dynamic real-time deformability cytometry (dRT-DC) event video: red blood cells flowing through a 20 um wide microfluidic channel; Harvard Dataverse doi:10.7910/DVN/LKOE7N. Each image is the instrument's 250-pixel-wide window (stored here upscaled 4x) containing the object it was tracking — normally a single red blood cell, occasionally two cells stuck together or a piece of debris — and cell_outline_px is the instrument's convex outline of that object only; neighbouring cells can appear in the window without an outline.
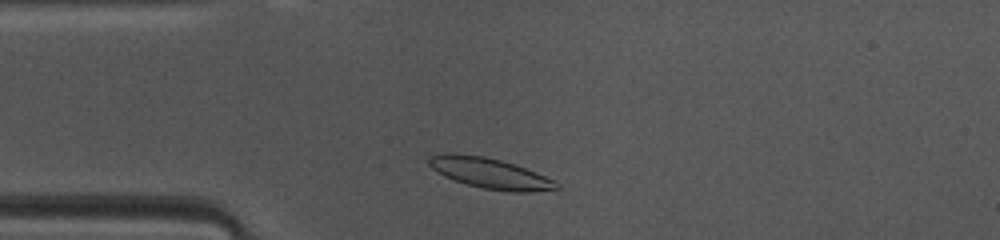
{"species": "common noctule bat (a hibernating species)", "species_latin": "Nyctalus noctula", "temperature_condition": "warm", "stored_images_in_passage": 40, "camera_frame_rate_fps": 3000, "um_per_image_px": 0.085, "animal": {"sex": "female", "body_mass_g": 10.0, "forearm_length_mm": 53.1}, "frame": {"image": 1, "passage_image": 4, "time_ms": 1.0, "image_size_px": [1000, 240], "cell_outline_px": [[560, 188], [528, 192], [508, 192], [484, 188], [468, 184], [444, 176], [436, 172], [428, 164], [428, 156], [444, 152], [484, 156], [516, 164], [536, 172], [560, 184]], "centroid_in_image_um": [41.62, 14.71], "position_along_channel_um": 43.4, "area_um2": 22.66}}
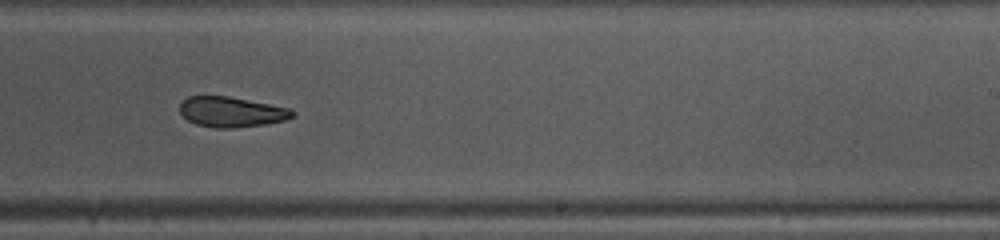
{"frame": {"image": 2, "passage_image": 21, "time_ms": 6.667, "image_size_px": [1000, 240], "cell_outline_px": [[296, 112], [292, 116], [284, 120], [264, 124], [236, 128], [216, 128], [196, 124], [188, 120], [180, 112], [180, 104], [188, 96], [228, 96], [292, 108]], "centroid_in_image_um": [19.68, 9.51], "position_along_channel_um": 269.3, "area_um2": 19.83}}
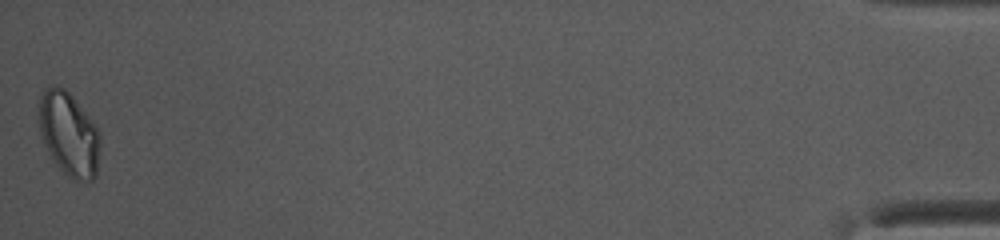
{"frame": {"image": 3, "passage_image": 40, "time_ms": 13.0, "image_size_px": [1000, 240], "cell_outline_px": [[100, 144], [96, 176], [92, 180], [72, 180], [52, 160], [40, 136], [40, 96], [52, 84], [64, 88], [72, 96], [100, 132]], "centroid_in_image_um": [5.86, 11.42], "position_along_channel_um": 429.3, "area_um2": 29.54}, "authors_computed_cell_mechanics": {"area_um2": 21.4438, "velocity_mm_per_s": 4.1693, "shape_relaxation_time_tau1_ms": 10.5229, "shape_relaxation_time_tau2_ms": 4.3805, "deformation_change_tau1": 0.1944, "deformation_change_tau2": 0.0969}}